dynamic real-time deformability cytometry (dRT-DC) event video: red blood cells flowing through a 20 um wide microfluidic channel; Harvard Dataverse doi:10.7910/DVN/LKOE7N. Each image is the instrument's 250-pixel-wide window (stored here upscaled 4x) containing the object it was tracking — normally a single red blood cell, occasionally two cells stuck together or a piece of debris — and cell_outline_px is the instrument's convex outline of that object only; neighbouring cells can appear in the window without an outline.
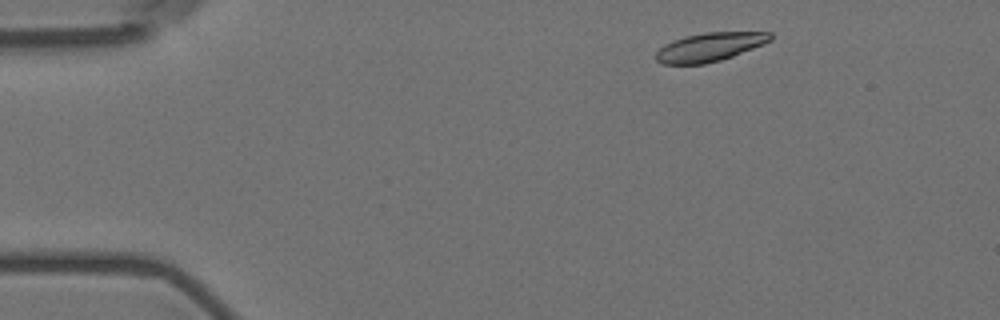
{"species": "Egyptian fruit bat (a non-hibernating species)", "species_latin": "Rousettus aegyptiacus", "temperature_condition": "room temperature", "stored_images_in_passage": 4, "camera_frame_rate_fps": 3000, "um_per_image_px": 0.085, "animal": {"sex": "female"}, "frame": {"image": 1, "passage_image": 2, "time_ms": 1.0, "image_size_px": [1000, 320], "cell_outline_px": [[772, 40], [764, 44], [732, 56], [720, 60], [704, 64], [664, 64], [656, 60], [656, 52], [664, 44], [672, 40], [684, 36], [704, 32], [772, 32]], "centroid_in_image_um": [60.32, 3.99], "position_along_channel_um": 24.7, "area_um2": 19.13}}